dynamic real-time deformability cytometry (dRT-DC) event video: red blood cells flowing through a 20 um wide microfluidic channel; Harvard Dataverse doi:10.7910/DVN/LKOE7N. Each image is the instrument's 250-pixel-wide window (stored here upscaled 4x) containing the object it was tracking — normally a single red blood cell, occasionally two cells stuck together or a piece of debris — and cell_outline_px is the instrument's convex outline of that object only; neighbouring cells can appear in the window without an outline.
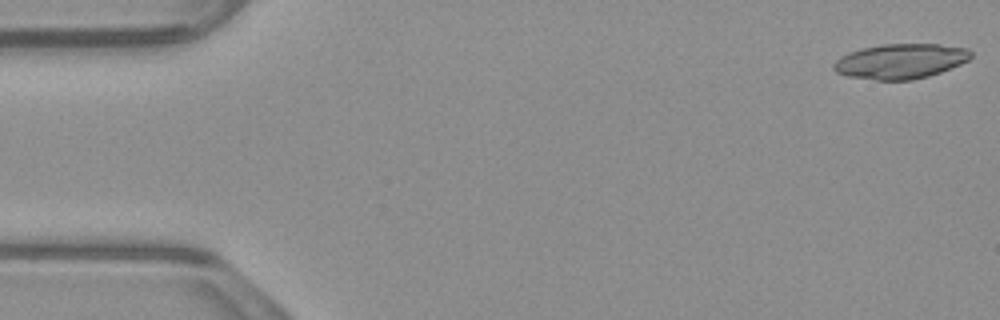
{"species": "common noctule bat (a hibernating species)", "species_latin": "Nyctalus noctula", "temperature_condition": "warm", "stored_images_in_passage": 49, "camera_frame_rate_fps": 3000, "um_per_image_px": 0.085, "animal": {"sex": "male", "body_mass_g": 23.1, "forearm_length_mm": 52.7}, "frame": {"image": 1, "passage_image": 1, "time_ms": 0.0, "image_size_px": [1000, 320], "cell_outline_px": [[972, 56], [968, 60], [960, 64], [940, 72], [928, 76], [912, 80], [876, 80], [848, 76], [836, 72], [832, 68], [832, 64], [840, 56], [848, 52], [864, 48], [884, 44], [940, 44], [968, 48], [972, 52]], "centroid_in_image_um": [76.54, 5.2], "position_along_channel_um": 8.5, "area_um2": 27.98}}